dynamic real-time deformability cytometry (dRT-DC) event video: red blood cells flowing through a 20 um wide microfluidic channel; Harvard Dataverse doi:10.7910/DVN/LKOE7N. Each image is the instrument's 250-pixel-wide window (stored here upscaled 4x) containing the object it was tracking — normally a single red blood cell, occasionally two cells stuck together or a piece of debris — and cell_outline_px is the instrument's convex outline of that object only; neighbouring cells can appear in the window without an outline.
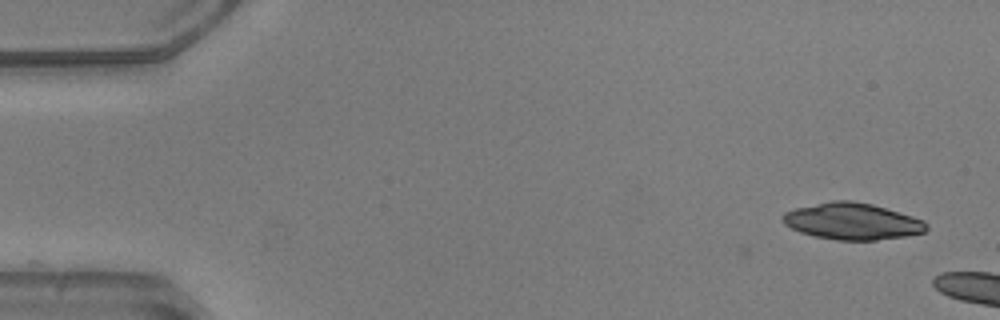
{"species": "common noctule bat (a hibernating species)", "species_latin": "Nyctalus noctula", "temperature_condition": "warm", "stored_images_in_passage": 7, "camera_frame_rate_fps": 3000, "um_per_image_px": 0.085, "animal": {"sex": "male", "body_mass_g": 20.5, "forearm_length_mm": 52.5}, "frame": {"image": 1, "passage_image": 1, "time_ms": 0.0, "image_size_px": [1000, 320], "cell_outline_px": [[928, 228], [924, 232], [904, 236], [876, 240], [836, 240], [816, 236], [800, 232], [784, 224], [780, 220], [784, 212], [796, 208], [832, 200], [852, 200], [872, 204], [912, 216], [924, 220], [928, 224]], "centroid_in_image_um": [72.43, 18.81], "position_along_channel_um": 12.6, "area_um2": 30.58}}